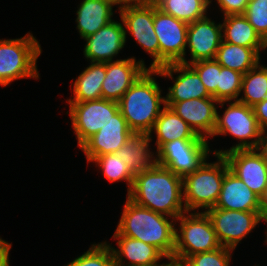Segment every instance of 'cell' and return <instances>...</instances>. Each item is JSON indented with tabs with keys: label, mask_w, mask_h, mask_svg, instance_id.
<instances>
[{
	"label": "cell",
	"mask_w": 267,
	"mask_h": 266,
	"mask_svg": "<svg viewBox=\"0 0 267 266\" xmlns=\"http://www.w3.org/2000/svg\"><path fill=\"white\" fill-rule=\"evenodd\" d=\"M243 74L221 66L219 85H217V101H236L239 98Z\"/></svg>",
	"instance_id": "1f68e13d"
},
{
	"label": "cell",
	"mask_w": 267,
	"mask_h": 266,
	"mask_svg": "<svg viewBox=\"0 0 267 266\" xmlns=\"http://www.w3.org/2000/svg\"><path fill=\"white\" fill-rule=\"evenodd\" d=\"M264 223H267V219L264 220ZM265 232H266V233H265V235H266V236H265V237H266V239H265V243L267 244V228H266V231H265Z\"/></svg>",
	"instance_id": "f6af8a7d"
},
{
	"label": "cell",
	"mask_w": 267,
	"mask_h": 266,
	"mask_svg": "<svg viewBox=\"0 0 267 266\" xmlns=\"http://www.w3.org/2000/svg\"><path fill=\"white\" fill-rule=\"evenodd\" d=\"M157 0H141V3H155Z\"/></svg>",
	"instance_id": "ee69618b"
},
{
	"label": "cell",
	"mask_w": 267,
	"mask_h": 266,
	"mask_svg": "<svg viewBox=\"0 0 267 266\" xmlns=\"http://www.w3.org/2000/svg\"><path fill=\"white\" fill-rule=\"evenodd\" d=\"M185 212L176 219L174 261L221 247L210 218L205 212ZM179 223V224H178Z\"/></svg>",
	"instance_id": "52a82bcc"
},
{
	"label": "cell",
	"mask_w": 267,
	"mask_h": 266,
	"mask_svg": "<svg viewBox=\"0 0 267 266\" xmlns=\"http://www.w3.org/2000/svg\"><path fill=\"white\" fill-rule=\"evenodd\" d=\"M254 150L267 161V129L261 130L257 145Z\"/></svg>",
	"instance_id": "f35d334b"
},
{
	"label": "cell",
	"mask_w": 267,
	"mask_h": 266,
	"mask_svg": "<svg viewBox=\"0 0 267 266\" xmlns=\"http://www.w3.org/2000/svg\"><path fill=\"white\" fill-rule=\"evenodd\" d=\"M207 139H176L157 151V164L185 177L197 170L212 152Z\"/></svg>",
	"instance_id": "9c48e42d"
},
{
	"label": "cell",
	"mask_w": 267,
	"mask_h": 266,
	"mask_svg": "<svg viewBox=\"0 0 267 266\" xmlns=\"http://www.w3.org/2000/svg\"><path fill=\"white\" fill-rule=\"evenodd\" d=\"M120 20L124 24L125 39L127 33L140 45L145 53L152 58L148 69L160 68V48L154 31V3L131 2L118 7Z\"/></svg>",
	"instance_id": "ba28073f"
},
{
	"label": "cell",
	"mask_w": 267,
	"mask_h": 266,
	"mask_svg": "<svg viewBox=\"0 0 267 266\" xmlns=\"http://www.w3.org/2000/svg\"><path fill=\"white\" fill-rule=\"evenodd\" d=\"M113 236H128L156 247L167 260L175 250L176 219L140 206L128 197Z\"/></svg>",
	"instance_id": "7a4b0ae2"
},
{
	"label": "cell",
	"mask_w": 267,
	"mask_h": 266,
	"mask_svg": "<svg viewBox=\"0 0 267 266\" xmlns=\"http://www.w3.org/2000/svg\"><path fill=\"white\" fill-rule=\"evenodd\" d=\"M215 208L236 211H261V198L228 169L224 175Z\"/></svg>",
	"instance_id": "44dd1931"
},
{
	"label": "cell",
	"mask_w": 267,
	"mask_h": 266,
	"mask_svg": "<svg viewBox=\"0 0 267 266\" xmlns=\"http://www.w3.org/2000/svg\"><path fill=\"white\" fill-rule=\"evenodd\" d=\"M90 162L95 163V167L99 168L98 170L102 172L103 177L110 183L124 181L127 185V194L130 192L134 175L116 153L94 157Z\"/></svg>",
	"instance_id": "f546056e"
},
{
	"label": "cell",
	"mask_w": 267,
	"mask_h": 266,
	"mask_svg": "<svg viewBox=\"0 0 267 266\" xmlns=\"http://www.w3.org/2000/svg\"><path fill=\"white\" fill-rule=\"evenodd\" d=\"M218 104L219 102L211 96L175 102L170 108L190 126L196 135L208 140L212 137L216 125Z\"/></svg>",
	"instance_id": "d6986e66"
},
{
	"label": "cell",
	"mask_w": 267,
	"mask_h": 266,
	"mask_svg": "<svg viewBox=\"0 0 267 266\" xmlns=\"http://www.w3.org/2000/svg\"><path fill=\"white\" fill-rule=\"evenodd\" d=\"M116 246L110 248L114 255L116 266H168V260L156 247L128 236H112ZM128 260V261H127ZM160 261V262H159Z\"/></svg>",
	"instance_id": "ffe728a7"
},
{
	"label": "cell",
	"mask_w": 267,
	"mask_h": 266,
	"mask_svg": "<svg viewBox=\"0 0 267 266\" xmlns=\"http://www.w3.org/2000/svg\"><path fill=\"white\" fill-rule=\"evenodd\" d=\"M229 170L261 199L267 191V161L254 149H236L223 155Z\"/></svg>",
	"instance_id": "4fadbf2b"
},
{
	"label": "cell",
	"mask_w": 267,
	"mask_h": 266,
	"mask_svg": "<svg viewBox=\"0 0 267 266\" xmlns=\"http://www.w3.org/2000/svg\"><path fill=\"white\" fill-rule=\"evenodd\" d=\"M106 76V63L89 62L87 66L72 82V97L66 102H83L102 98V83Z\"/></svg>",
	"instance_id": "d4e9b609"
},
{
	"label": "cell",
	"mask_w": 267,
	"mask_h": 266,
	"mask_svg": "<svg viewBox=\"0 0 267 266\" xmlns=\"http://www.w3.org/2000/svg\"><path fill=\"white\" fill-rule=\"evenodd\" d=\"M131 2H138V3H141V0H122V5H123V4H127V3H131Z\"/></svg>",
	"instance_id": "7bdbcfd3"
},
{
	"label": "cell",
	"mask_w": 267,
	"mask_h": 266,
	"mask_svg": "<svg viewBox=\"0 0 267 266\" xmlns=\"http://www.w3.org/2000/svg\"><path fill=\"white\" fill-rule=\"evenodd\" d=\"M221 17L223 41L249 48H262V38L243 14Z\"/></svg>",
	"instance_id": "4316f807"
},
{
	"label": "cell",
	"mask_w": 267,
	"mask_h": 266,
	"mask_svg": "<svg viewBox=\"0 0 267 266\" xmlns=\"http://www.w3.org/2000/svg\"><path fill=\"white\" fill-rule=\"evenodd\" d=\"M126 119L120 110L96 134L90 137L79 149L86 157L87 163L94 157L116 153L131 137Z\"/></svg>",
	"instance_id": "e0dca14e"
},
{
	"label": "cell",
	"mask_w": 267,
	"mask_h": 266,
	"mask_svg": "<svg viewBox=\"0 0 267 266\" xmlns=\"http://www.w3.org/2000/svg\"><path fill=\"white\" fill-rule=\"evenodd\" d=\"M214 2L210 0V4ZM217 6L219 7L220 13H223V16L226 15H236V14H244L247 7L246 0H215Z\"/></svg>",
	"instance_id": "d590c367"
},
{
	"label": "cell",
	"mask_w": 267,
	"mask_h": 266,
	"mask_svg": "<svg viewBox=\"0 0 267 266\" xmlns=\"http://www.w3.org/2000/svg\"><path fill=\"white\" fill-rule=\"evenodd\" d=\"M189 65L198 73L209 95L217 100L221 65L215 59L199 60Z\"/></svg>",
	"instance_id": "d6a6232c"
},
{
	"label": "cell",
	"mask_w": 267,
	"mask_h": 266,
	"mask_svg": "<svg viewBox=\"0 0 267 266\" xmlns=\"http://www.w3.org/2000/svg\"><path fill=\"white\" fill-rule=\"evenodd\" d=\"M168 266H185L182 262L174 261V260H169L168 261Z\"/></svg>",
	"instance_id": "60d3db41"
},
{
	"label": "cell",
	"mask_w": 267,
	"mask_h": 266,
	"mask_svg": "<svg viewBox=\"0 0 267 266\" xmlns=\"http://www.w3.org/2000/svg\"><path fill=\"white\" fill-rule=\"evenodd\" d=\"M156 70L161 77L169 78L174 82L165 95V106L167 107H171L175 102L211 97L198 73L190 65L171 63ZM174 75H177L175 79Z\"/></svg>",
	"instance_id": "5bb4252c"
},
{
	"label": "cell",
	"mask_w": 267,
	"mask_h": 266,
	"mask_svg": "<svg viewBox=\"0 0 267 266\" xmlns=\"http://www.w3.org/2000/svg\"><path fill=\"white\" fill-rule=\"evenodd\" d=\"M188 24L166 14L154 3V31L160 48V67L183 63L186 58Z\"/></svg>",
	"instance_id": "7c38bea8"
},
{
	"label": "cell",
	"mask_w": 267,
	"mask_h": 266,
	"mask_svg": "<svg viewBox=\"0 0 267 266\" xmlns=\"http://www.w3.org/2000/svg\"><path fill=\"white\" fill-rule=\"evenodd\" d=\"M215 162L206 160L193 173L182 178L183 198L187 212H198L215 207L222 188L223 178L229 169L223 155H213Z\"/></svg>",
	"instance_id": "277c9868"
},
{
	"label": "cell",
	"mask_w": 267,
	"mask_h": 266,
	"mask_svg": "<svg viewBox=\"0 0 267 266\" xmlns=\"http://www.w3.org/2000/svg\"><path fill=\"white\" fill-rule=\"evenodd\" d=\"M115 1L119 6L122 5V0H113Z\"/></svg>",
	"instance_id": "bcb514c9"
},
{
	"label": "cell",
	"mask_w": 267,
	"mask_h": 266,
	"mask_svg": "<svg viewBox=\"0 0 267 266\" xmlns=\"http://www.w3.org/2000/svg\"><path fill=\"white\" fill-rule=\"evenodd\" d=\"M239 97L238 101L249 107H253L267 98L266 65L259 63L256 67L243 74Z\"/></svg>",
	"instance_id": "f1b7e54d"
},
{
	"label": "cell",
	"mask_w": 267,
	"mask_h": 266,
	"mask_svg": "<svg viewBox=\"0 0 267 266\" xmlns=\"http://www.w3.org/2000/svg\"><path fill=\"white\" fill-rule=\"evenodd\" d=\"M65 266H116L113 252L108 242L93 243L82 255Z\"/></svg>",
	"instance_id": "4dcf8cb0"
},
{
	"label": "cell",
	"mask_w": 267,
	"mask_h": 266,
	"mask_svg": "<svg viewBox=\"0 0 267 266\" xmlns=\"http://www.w3.org/2000/svg\"><path fill=\"white\" fill-rule=\"evenodd\" d=\"M143 59L128 57L106 62V76L102 83V98L118 102L124 93L147 70Z\"/></svg>",
	"instance_id": "2e32d148"
},
{
	"label": "cell",
	"mask_w": 267,
	"mask_h": 266,
	"mask_svg": "<svg viewBox=\"0 0 267 266\" xmlns=\"http://www.w3.org/2000/svg\"><path fill=\"white\" fill-rule=\"evenodd\" d=\"M157 76H160L157 70L147 69L118 101L119 110L133 133L150 134L165 107Z\"/></svg>",
	"instance_id": "3957f363"
},
{
	"label": "cell",
	"mask_w": 267,
	"mask_h": 266,
	"mask_svg": "<svg viewBox=\"0 0 267 266\" xmlns=\"http://www.w3.org/2000/svg\"><path fill=\"white\" fill-rule=\"evenodd\" d=\"M153 133L156 135V152L165 143L176 139H205L196 135L190 126L167 106L162 109L149 135L152 136Z\"/></svg>",
	"instance_id": "cb8c5ba5"
},
{
	"label": "cell",
	"mask_w": 267,
	"mask_h": 266,
	"mask_svg": "<svg viewBox=\"0 0 267 266\" xmlns=\"http://www.w3.org/2000/svg\"><path fill=\"white\" fill-rule=\"evenodd\" d=\"M223 114L217 110L216 125L212 134V138L216 136L231 135L240 142L232 147L223 150H212L213 155H224L225 153L236 149H254L257 145L261 129L258 126L253 107H249L244 103L236 101L219 102V106L224 108Z\"/></svg>",
	"instance_id": "8992f818"
},
{
	"label": "cell",
	"mask_w": 267,
	"mask_h": 266,
	"mask_svg": "<svg viewBox=\"0 0 267 266\" xmlns=\"http://www.w3.org/2000/svg\"><path fill=\"white\" fill-rule=\"evenodd\" d=\"M127 197L140 206L174 219L187 212L182 177L157 163L134 176Z\"/></svg>",
	"instance_id": "6da1fadb"
},
{
	"label": "cell",
	"mask_w": 267,
	"mask_h": 266,
	"mask_svg": "<svg viewBox=\"0 0 267 266\" xmlns=\"http://www.w3.org/2000/svg\"><path fill=\"white\" fill-rule=\"evenodd\" d=\"M261 50L222 41L215 60L224 68L245 74L261 62Z\"/></svg>",
	"instance_id": "484cf974"
},
{
	"label": "cell",
	"mask_w": 267,
	"mask_h": 266,
	"mask_svg": "<svg viewBox=\"0 0 267 266\" xmlns=\"http://www.w3.org/2000/svg\"><path fill=\"white\" fill-rule=\"evenodd\" d=\"M12 249V243L3 240L0 237V266H10V250Z\"/></svg>",
	"instance_id": "74e56055"
},
{
	"label": "cell",
	"mask_w": 267,
	"mask_h": 266,
	"mask_svg": "<svg viewBox=\"0 0 267 266\" xmlns=\"http://www.w3.org/2000/svg\"><path fill=\"white\" fill-rule=\"evenodd\" d=\"M153 136L146 133H133L124 145L116 152L135 176L157 163V152H153L150 142ZM152 150V151H150ZM155 154V155H154Z\"/></svg>",
	"instance_id": "603a6c76"
},
{
	"label": "cell",
	"mask_w": 267,
	"mask_h": 266,
	"mask_svg": "<svg viewBox=\"0 0 267 266\" xmlns=\"http://www.w3.org/2000/svg\"><path fill=\"white\" fill-rule=\"evenodd\" d=\"M119 5L113 0H82L77 6L76 28L81 39L95 34L103 26L112 22L113 7Z\"/></svg>",
	"instance_id": "7402d4cb"
},
{
	"label": "cell",
	"mask_w": 267,
	"mask_h": 266,
	"mask_svg": "<svg viewBox=\"0 0 267 266\" xmlns=\"http://www.w3.org/2000/svg\"><path fill=\"white\" fill-rule=\"evenodd\" d=\"M261 216L263 220L267 219V191L265 196L261 199Z\"/></svg>",
	"instance_id": "ab89813d"
},
{
	"label": "cell",
	"mask_w": 267,
	"mask_h": 266,
	"mask_svg": "<svg viewBox=\"0 0 267 266\" xmlns=\"http://www.w3.org/2000/svg\"><path fill=\"white\" fill-rule=\"evenodd\" d=\"M158 9L187 24L207 16L210 0H157Z\"/></svg>",
	"instance_id": "83f0119b"
},
{
	"label": "cell",
	"mask_w": 267,
	"mask_h": 266,
	"mask_svg": "<svg viewBox=\"0 0 267 266\" xmlns=\"http://www.w3.org/2000/svg\"><path fill=\"white\" fill-rule=\"evenodd\" d=\"M243 15L261 38L267 35V0L249 2Z\"/></svg>",
	"instance_id": "e575fe53"
},
{
	"label": "cell",
	"mask_w": 267,
	"mask_h": 266,
	"mask_svg": "<svg viewBox=\"0 0 267 266\" xmlns=\"http://www.w3.org/2000/svg\"><path fill=\"white\" fill-rule=\"evenodd\" d=\"M253 110L259 128L267 129V98L253 106Z\"/></svg>",
	"instance_id": "8d00e7d4"
},
{
	"label": "cell",
	"mask_w": 267,
	"mask_h": 266,
	"mask_svg": "<svg viewBox=\"0 0 267 266\" xmlns=\"http://www.w3.org/2000/svg\"><path fill=\"white\" fill-rule=\"evenodd\" d=\"M265 50H267V35L264 38H262V50L261 51L263 52Z\"/></svg>",
	"instance_id": "b9f144b4"
},
{
	"label": "cell",
	"mask_w": 267,
	"mask_h": 266,
	"mask_svg": "<svg viewBox=\"0 0 267 266\" xmlns=\"http://www.w3.org/2000/svg\"><path fill=\"white\" fill-rule=\"evenodd\" d=\"M223 41L221 22L218 24L208 15L188 24L187 46L190 52L184 64L199 60L215 59L217 50Z\"/></svg>",
	"instance_id": "9a60e30c"
},
{
	"label": "cell",
	"mask_w": 267,
	"mask_h": 266,
	"mask_svg": "<svg viewBox=\"0 0 267 266\" xmlns=\"http://www.w3.org/2000/svg\"><path fill=\"white\" fill-rule=\"evenodd\" d=\"M205 213L211 220L220 245L233 250H236L242 239L264 221L261 211H236L212 207Z\"/></svg>",
	"instance_id": "8fae6325"
},
{
	"label": "cell",
	"mask_w": 267,
	"mask_h": 266,
	"mask_svg": "<svg viewBox=\"0 0 267 266\" xmlns=\"http://www.w3.org/2000/svg\"><path fill=\"white\" fill-rule=\"evenodd\" d=\"M40 42L32 33L15 39H0V86L6 87L23 78L40 79L37 59Z\"/></svg>",
	"instance_id": "5b68a950"
},
{
	"label": "cell",
	"mask_w": 267,
	"mask_h": 266,
	"mask_svg": "<svg viewBox=\"0 0 267 266\" xmlns=\"http://www.w3.org/2000/svg\"><path fill=\"white\" fill-rule=\"evenodd\" d=\"M83 40L86 41L83 55L90 62L115 61L114 58L126 45L124 24L122 20H113Z\"/></svg>",
	"instance_id": "ac0fdd59"
},
{
	"label": "cell",
	"mask_w": 267,
	"mask_h": 266,
	"mask_svg": "<svg viewBox=\"0 0 267 266\" xmlns=\"http://www.w3.org/2000/svg\"><path fill=\"white\" fill-rule=\"evenodd\" d=\"M233 251L221 246L216 250L191 255L183 264L185 266H230Z\"/></svg>",
	"instance_id": "836d02e7"
},
{
	"label": "cell",
	"mask_w": 267,
	"mask_h": 266,
	"mask_svg": "<svg viewBox=\"0 0 267 266\" xmlns=\"http://www.w3.org/2000/svg\"><path fill=\"white\" fill-rule=\"evenodd\" d=\"M66 103L69 104L66 114H69L71 119L79 148L119 111L118 102L103 98Z\"/></svg>",
	"instance_id": "30bf717a"
}]
</instances>
